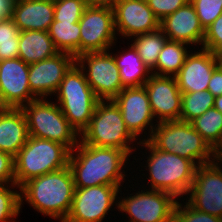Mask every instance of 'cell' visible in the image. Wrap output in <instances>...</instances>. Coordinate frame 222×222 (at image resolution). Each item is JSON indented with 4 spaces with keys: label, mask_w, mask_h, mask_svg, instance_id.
Segmentation results:
<instances>
[{
    "label": "cell",
    "mask_w": 222,
    "mask_h": 222,
    "mask_svg": "<svg viewBox=\"0 0 222 222\" xmlns=\"http://www.w3.org/2000/svg\"><path fill=\"white\" fill-rule=\"evenodd\" d=\"M214 107L222 113V95L215 97Z\"/></svg>",
    "instance_id": "obj_41"
},
{
    "label": "cell",
    "mask_w": 222,
    "mask_h": 222,
    "mask_svg": "<svg viewBox=\"0 0 222 222\" xmlns=\"http://www.w3.org/2000/svg\"><path fill=\"white\" fill-rule=\"evenodd\" d=\"M187 45L182 42L167 40L160 51L156 66L151 70V73L174 77L180 71L189 54L188 52H190L189 50L187 51Z\"/></svg>",
    "instance_id": "obj_26"
},
{
    "label": "cell",
    "mask_w": 222,
    "mask_h": 222,
    "mask_svg": "<svg viewBox=\"0 0 222 222\" xmlns=\"http://www.w3.org/2000/svg\"><path fill=\"white\" fill-rule=\"evenodd\" d=\"M11 184V187L16 186L14 175V157L0 150V184Z\"/></svg>",
    "instance_id": "obj_37"
},
{
    "label": "cell",
    "mask_w": 222,
    "mask_h": 222,
    "mask_svg": "<svg viewBox=\"0 0 222 222\" xmlns=\"http://www.w3.org/2000/svg\"><path fill=\"white\" fill-rule=\"evenodd\" d=\"M139 142L138 145L151 153L146 162L151 189L170 193L175 198L186 195L193 184L197 166L187 158L154 148L147 140L139 139Z\"/></svg>",
    "instance_id": "obj_4"
},
{
    "label": "cell",
    "mask_w": 222,
    "mask_h": 222,
    "mask_svg": "<svg viewBox=\"0 0 222 222\" xmlns=\"http://www.w3.org/2000/svg\"><path fill=\"white\" fill-rule=\"evenodd\" d=\"M79 25L80 55L107 51L117 39L112 6L88 5Z\"/></svg>",
    "instance_id": "obj_10"
},
{
    "label": "cell",
    "mask_w": 222,
    "mask_h": 222,
    "mask_svg": "<svg viewBox=\"0 0 222 222\" xmlns=\"http://www.w3.org/2000/svg\"><path fill=\"white\" fill-rule=\"evenodd\" d=\"M56 49L80 56V25L79 22H60L54 20L48 30Z\"/></svg>",
    "instance_id": "obj_25"
},
{
    "label": "cell",
    "mask_w": 222,
    "mask_h": 222,
    "mask_svg": "<svg viewBox=\"0 0 222 222\" xmlns=\"http://www.w3.org/2000/svg\"><path fill=\"white\" fill-rule=\"evenodd\" d=\"M215 97L208 90L182 93L180 121L191 122L214 107Z\"/></svg>",
    "instance_id": "obj_29"
},
{
    "label": "cell",
    "mask_w": 222,
    "mask_h": 222,
    "mask_svg": "<svg viewBox=\"0 0 222 222\" xmlns=\"http://www.w3.org/2000/svg\"><path fill=\"white\" fill-rule=\"evenodd\" d=\"M20 29L12 18L0 20V60L15 59L19 56Z\"/></svg>",
    "instance_id": "obj_30"
},
{
    "label": "cell",
    "mask_w": 222,
    "mask_h": 222,
    "mask_svg": "<svg viewBox=\"0 0 222 222\" xmlns=\"http://www.w3.org/2000/svg\"><path fill=\"white\" fill-rule=\"evenodd\" d=\"M21 109L27 120L29 136L60 143L70 152L78 145L80 136L57 103L40 98Z\"/></svg>",
    "instance_id": "obj_8"
},
{
    "label": "cell",
    "mask_w": 222,
    "mask_h": 222,
    "mask_svg": "<svg viewBox=\"0 0 222 222\" xmlns=\"http://www.w3.org/2000/svg\"><path fill=\"white\" fill-rule=\"evenodd\" d=\"M133 47L137 50L144 65L152 70L158 61L160 51L168 38L159 28L156 31L134 36Z\"/></svg>",
    "instance_id": "obj_28"
},
{
    "label": "cell",
    "mask_w": 222,
    "mask_h": 222,
    "mask_svg": "<svg viewBox=\"0 0 222 222\" xmlns=\"http://www.w3.org/2000/svg\"><path fill=\"white\" fill-rule=\"evenodd\" d=\"M87 6L86 0H54V20L79 22Z\"/></svg>",
    "instance_id": "obj_31"
},
{
    "label": "cell",
    "mask_w": 222,
    "mask_h": 222,
    "mask_svg": "<svg viewBox=\"0 0 222 222\" xmlns=\"http://www.w3.org/2000/svg\"><path fill=\"white\" fill-rule=\"evenodd\" d=\"M11 18L20 31H48L54 21V0H16Z\"/></svg>",
    "instance_id": "obj_21"
},
{
    "label": "cell",
    "mask_w": 222,
    "mask_h": 222,
    "mask_svg": "<svg viewBox=\"0 0 222 222\" xmlns=\"http://www.w3.org/2000/svg\"><path fill=\"white\" fill-rule=\"evenodd\" d=\"M29 64L20 58L0 62L1 108H22L38 99L30 90Z\"/></svg>",
    "instance_id": "obj_14"
},
{
    "label": "cell",
    "mask_w": 222,
    "mask_h": 222,
    "mask_svg": "<svg viewBox=\"0 0 222 222\" xmlns=\"http://www.w3.org/2000/svg\"><path fill=\"white\" fill-rule=\"evenodd\" d=\"M219 57H220V60H221V63H222V53L219 55Z\"/></svg>",
    "instance_id": "obj_43"
},
{
    "label": "cell",
    "mask_w": 222,
    "mask_h": 222,
    "mask_svg": "<svg viewBox=\"0 0 222 222\" xmlns=\"http://www.w3.org/2000/svg\"><path fill=\"white\" fill-rule=\"evenodd\" d=\"M218 158L222 161V150L219 152Z\"/></svg>",
    "instance_id": "obj_42"
},
{
    "label": "cell",
    "mask_w": 222,
    "mask_h": 222,
    "mask_svg": "<svg viewBox=\"0 0 222 222\" xmlns=\"http://www.w3.org/2000/svg\"><path fill=\"white\" fill-rule=\"evenodd\" d=\"M19 189L20 205H23L25 200L43 215L64 222L72 206L75 185L72 172L69 166H66L58 171L34 177L23 183Z\"/></svg>",
    "instance_id": "obj_2"
},
{
    "label": "cell",
    "mask_w": 222,
    "mask_h": 222,
    "mask_svg": "<svg viewBox=\"0 0 222 222\" xmlns=\"http://www.w3.org/2000/svg\"><path fill=\"white\" fill-rule=\"evenodd\" d=\"M115 30L124 37L156 31L160 20L154 15L146 0H119L114 6Z\"/></svg>",
    "instance_id": "obj_18"
},
{
    "label": "cell",
    "mask_w": 222,
    "mask_h": 222,
    "mask_svg": "<svg viewBox=\"0 0 222 222\" xmlns=\"http://www.w3.org/2000/svg\"><path fill=\"white\" fill-rule=\"evenodd\" d=\"M190 3L204 30L222 14V0H190Z\"/></svg>",
    "instance_id": "obj_33"
},
{
    "label": "cell",
    "mask_w": 222,
    "mask_h": 222,
    "mask_svg": "<svg viewBox=\"0 0 222 222\" xmlns=\"http://www.w3.org/2000/svg\"><path fill=\"white\" fill-rule=\"evenodd\" d=\"M75 63L76 58L73 55L59 52L53 57L29 64L28 81L31 92L38 99L55 94L65 74Z\"/></svg>",
    "instance_id": "obj_15"
},
{
    "label": "cell",
    "mask_w": 222,
    "mask_h": 222,
    "mask_svg": "<svg viewBox=\"0 0 222 222\" xmlns=\"http://www.w3.org/2000/svg\"><path fill=\"white\" fill-rule=\"evenodd\" d=\"M129 132L135 137H140L149 127L151 136L154 120L151 111L148 93L144 86L126 87L114 99ZM148 126V127H147Z\"/></svg>",
    "instance_id": "obj_17"
},
{
    "label": "cell",
    "mask_w": 222,
    "mask_h": 222,
    "mask_svg": "<svg viewBox=\"0 0 222 222\" xmlns=\"http://www.w3.org/2000/svg\"><path fill=\"white\" fill-rule=\"evenodd\" d=\"M202 46L215 54L222 53V14L205 30Z\"/></svg>",
    "instance_id": "obj_35"
},
{
    "label": "cell",
    "mask_w": 222,
    "mask_h": 222,
    "mask_svg": "<svg viewBox=\"0 0 222 222\" xmlns=\"http://www.w3.org/2000/svg\"><path fill=\"white\" fill-rule=\"evenodd\" d=\"M219 162L222 164L218 158L216 162L196 168L187 203L198 211L222 218V167Z\"/></svg>",
    "instance_id": "obj_12"
},
{
    "label": "cell",
    "mask_w": 222,
    "mask_h": 222,
    "mask_svg": "<svg viewBox=\"0 0 222 222\" xmlns=\"http://www.w3.org/2000/svg\"><path fill=\"white\" fill-rule=\"evenodd\" d=\"M9 184H0V222H12L20 213V192L9 189ZM12 219L11 221H9Z\"/></svg>",
    "instance_id": "obj_32"
},
{
    "label": "cell",
    "mask_w": 222,
    "mask_h": 222,
    "mask_svg": "<svg viewBox=\"0 0 222 222\" xmlns=\"http://www.w3.org/2000/svg\"><path fill=\"white\" fill-rule=\"evenodd\" d=\"M144 87L156 122L180 120L182 93L175 77L151 74Z\"/></svg>",
    "instance_id": "obj_16"
},
{
    "label": "cell",
    "mask_w": 222,
    "mask_h": 222,
    "mask_svg": "<svg viewBox=\"0 0 222 222\" xmlns=\"http://www.w3.org/2000/svg\"><path fill=\"white\" fill-rule=\"evenodd\" d=\"M70 151L62 144L29 136L26 144L14 157L15 184L68 166Z\"/></svg>",
    "instance_id": "obj_5"
},
{
    "label": "cell",
    "mask_w": 222,
    "mask_h": 222,
    "mask_svg": "<svg viewBox=\"0 0 222 222\" xmlns=\"http://www.w3.org/2000/svg\"><path fill=\"white\" fill-rule=\"evenodd\" d=\"M128 50H123L122 53L125 52L123 54H114L116 55L114 59L119 68L122 86L124 88L144 86L152 74L151 70L144 65L132 44Z\"/></svg>",
    "instance_id": "obj_24"
},
{
    "label": "cell",
    "mask_w": 222,
    "mask_h": 222,
    "mask_svg": "<svg viewBox=\"0 0 222 222\" xmlns=\"http://www.w3.org/2000/svg\"><path fill=\"white\" fill-rule=\"evenodd\" d=\"M128 157L130 156L121 149L97 147L79 141L70 152L68 160L75 188L122 186L121 182L126 175L121 171L123 166L125 168Z\"/></svg>",
    "instance_id": "obj_1"
},
{
    "label": "cell",
    "mask_w": 222,
    "mask_h": 222,
    "mask_svg": "<svg viewBox=\"0 0 222 222\" xmlns=\"http://www.w3.org/2000/svg\"><path fill=\"white\" fill-rule=\"evenodd\" d=\"M190 123L219 154L222 150V113L212 107Z\"/></svg>",
    "instance_id": "obj_27"
},
{
    "label": "cell",
    "mask_w": 222,
    "mask_h": 222,
    "mask_svg": "<svg viewBox=\"0 0 222 222\" xmlns=\"http://www.w3.org/2000/svg\"><path fill=\"white\" fill-rule=\"evenodd\" d=\"M176 199L164 191L141 190L123 197L117 208L131 217L129 222H173Z\"/></svg>",
    "instance_id": "obj_11"
},
{
    "label": "cell",
    "mask_w": 222,
    "mask_h": 222,
    "mask_svg": "<svg viewBox=\"0 0 222 222\" xmlns=\"http://www.w3.org/2000/svg\"><path fill=\"white\" fill-rule=\"evenodd\" d=\"M56 49L48 31H20L19 56L25 63L31 64L55 56Z\"/></svg>",
    "instance_id": "obj_23"
},
{
    "label": "cell",
    "mask_w": 222,
    "mask_h": 222,
    "mask_svg": "<svg viewBox=\"0 0 222 222\" xmlns=\"http://www.w3.org/2000/svg\"><path fill=\"white\" fill-rule=\"evenodd\" d=\"M62 113L79 136L89 126L99 101L89 86L84 71L75 63L65 74L55 94Z\"/></svg>",
    "instance_id": "obj_6"
},
{
    "label": "cell",
    "mask_w": 222,
    "mask_h": 222,
    "mask_svg": "<svg viewBox=\"0 0 222 222\" xmlns=\"http://www.w3.org/2000/svg\"><path fill=\"white\" fill-rule=\"evenodd\" d=\"M16 0H0V20L12 17Z\"/></svg>",
    "instance_id": "obj_39"
},
{
    "label": "cell",
    "mask_w": 222,
    "mask_h": 222,
    "mask_svg": "<svg viewBox=\"0 0 222 222\" xmlns=\"http://www.w3.org/2000/svg\"><path fill=\"white\" fill-rule=\"evenodd\" d=\"M207 90L214 97L222 95V63L213 71Z\"/></svg>",
    "instance_id": "obj_38"
},
{
    "label": "cell",
    "mask_w": 222,
    "mask_h": 222,
    "mask_svg": "<svg viewBox=\"0 0 222 222\" xmlns=\"http://www.w3.org/2000/svg\"><path fill=\"white\" fill-rule=\"evenodd\" d=\"M221 64L218 54L205 48L188 54L180 71L174 76L181 93L208 89L213 71Z\"/></svg>",
    "instance_id": "obj_19"
},
{
    "label": "cell",
    "mask_w": 222,
    "mask_h": 222,
    "mask_svg": "<svg viewBox=\"0 0 222 222\" xmlns=\"http://www.w3.org/2000/svg\"><path fill=\"white\" fill-rule=\"evenodd\" d=\"M157 123L151 136L144 139L154 148L187 158L197 167L218 159V153L190 122L177 120Z\"/></svg>",
    "instance_id": "obj_3"
},
{
    "label": "cell",
    "mask_w": 222,
    "mask_h": 222,
    "mask_svg": "<svg viewBox=\"0 0 222 222\" xmlns=\"http://www.w3.org/2000/svg\"><path fill=\"white\" fill-rule=\"evenodd\" d=\"M29 138L21 108H0V150L15 157Z\"/></svg>",
    "instance_id": "obj_22"
},
{
    "label": "cell",
    "mask_w": 222,
    "mask_h": 222,
    "mask_svg": "<svg viewBox=\"0 0 222 222\" xmlns=\"http://www.w3.org/2000/svg\"><path fill=\"white\" fill-rule=\"evenodd\" d=\"M160 29L171 41L195 45L203 43L205 30L193 5L188 2L174 13L165 16L160 21Z\"/></svg>",
    "instance_id": "obj_20"
},
{
    "label": "cell",
    "mask_w": 222,
    "mask_h": 222,
    "mask_svg": "<svg viewBox=\"0 0 222 222\" xmlns=\"http://www.w3.org/2000/svg\"><path fill=\"white\" fill-rule=\"evenodd\" d=\"M173 222H222V218L198 211L187 202L182 206L177 200Z\"/></svg>",
    "instance_id": "obj_34"
},
{
    "label": "cell",
    "mask_w": 222,
    "mask_h": 222,
    "mask_svg": "<svg viewBox=\"0 0 222 222\" xmlns=\"http://www.w3.org/2000/svg\"><path fill=\"white\" fill-rule=\"evenodd\" d=\"M120 187L97 185L75 188L72 206L64 222H102L114 205ZM117 202V203H116Z\"/></svg>",
    "instance_id": "obj_13"
},
{
    "label": "cell",
    "mask_w": 222,
    "mask_h": 222,
    "mask_svg": "<svg viewBox=\"0 0 222 222\" xmlns=\"http://www.w3.org/2000/svg\"><path fill=\"white\" fill-rule=\"evenodd\" d=\"M119 0H86L88 5L114 6Z\"/></svg>",
    "instance_id": "obj_40"
},
{
    "label": "cell",
    "mask_w": 222,
    "mask_h": 222,
    "mask_svg": "<svg viewBox=\"0 0 222 222\" xmlns=\"http://www.w3.org/2000/svg\"><path fill=\"white\" fill-rule=\"evenodd\" d=\"M81 135L80 141L84 144L121 149L128 155L135 151L130 142L138 140L127 129L120 109L113 100L98 101L89 126Z\"/></svg>",
    "instance_id": "obj_7"
},
{
    "label": "cell",
    "mask_w": 222,
    "mask_h": 222,
    "mask_svg": "<svg viewBox=\"0 0 222 222\" xmlns=\"http://www.w3.org/2000/svg\"><path fill=\"white\" fill-rule=\"evenodd\" d=\"M76 64L84 71L89 86L99 100H113L124 89L119 68L109 50L84 53L76 58Z\"/></svg>",
    "instance_id": "obj_9"
},
{
    "label": "cell",
    "mask_w": 222,
    "mask_h": 222,
    "mask_svg": "<svg viewBox=\"0 0 222 222\" xmlns=\"http://www.w3.org/2000/svg\"><path fill=\"white\" fill-rule=\"evenodd\" d=\"M154 15L161 21L165 16L185 6L190 0H146Z\"/></svg>",
    "instance_id": "obj_36"
}]
</instances>
